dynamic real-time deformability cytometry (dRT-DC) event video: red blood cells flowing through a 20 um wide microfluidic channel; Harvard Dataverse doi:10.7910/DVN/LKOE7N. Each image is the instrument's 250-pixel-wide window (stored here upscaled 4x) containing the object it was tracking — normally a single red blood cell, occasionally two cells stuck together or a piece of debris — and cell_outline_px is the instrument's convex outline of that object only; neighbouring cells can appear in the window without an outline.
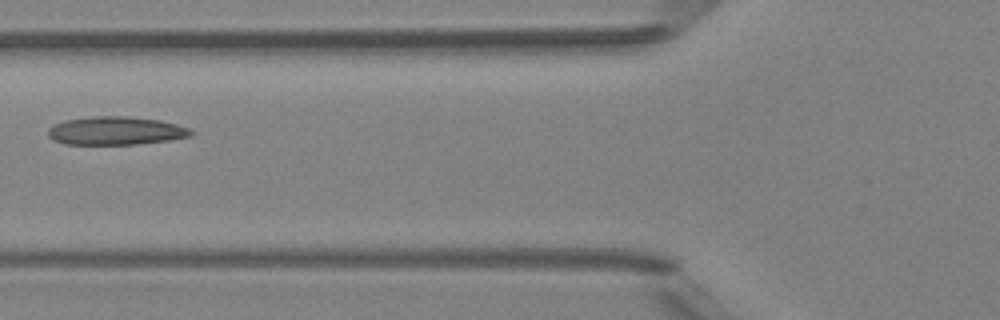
{"species": "Egyptian fruit bat (a non-hibernating species)", "species_latin": "Rousettus aegyptiacus", "temperature_condition": "room temperature", "stored_images_in_passage": 6, "camera_frame_rate_fps": 3000, "um_per_image_px": 0.085, "animal": {"sex": "female"}, "frame": {"image": 1, "passage_image": 5, "time_ms": 5.0, "image_size_px": [1000, 320], "cell_outline_px": [[196, 132], [192, 136], [168, 140], [136, 144], [64, 144], [52, 140], [48, 136], [48, 128], [64, 120], [88, 116], [128, 116], [160, 120], [176, 124], [188, 128]], "centroid_in_image_um": [9.83, 11.11], "position_along_channel_um": 116.0, "area_um2": 23.7}}
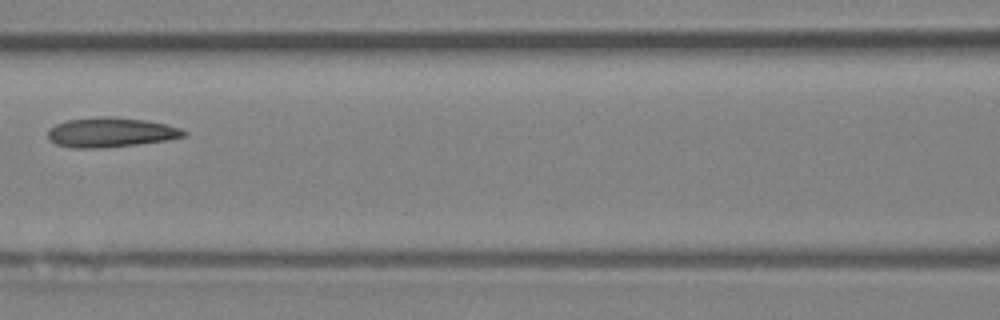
{"frame": {"image": 2, "passage_image": 6, "time_ms": 6.0, "image_size_px": [1000, 320], "cell_outline_px": [[188, 132], [184, 136], [168, 140], [140, 144], [104, 148], [72, 148], [56, 144], [48, 140], [48, 128], [56, 124], [68, 120], [104, 116], [112, 116], [144, 120], [164, 124], [180, 128]], "centroid_in_image_um": [9.39, 11.26], "position_along_channel_um": 157.2, "area_um2": 23.58}}